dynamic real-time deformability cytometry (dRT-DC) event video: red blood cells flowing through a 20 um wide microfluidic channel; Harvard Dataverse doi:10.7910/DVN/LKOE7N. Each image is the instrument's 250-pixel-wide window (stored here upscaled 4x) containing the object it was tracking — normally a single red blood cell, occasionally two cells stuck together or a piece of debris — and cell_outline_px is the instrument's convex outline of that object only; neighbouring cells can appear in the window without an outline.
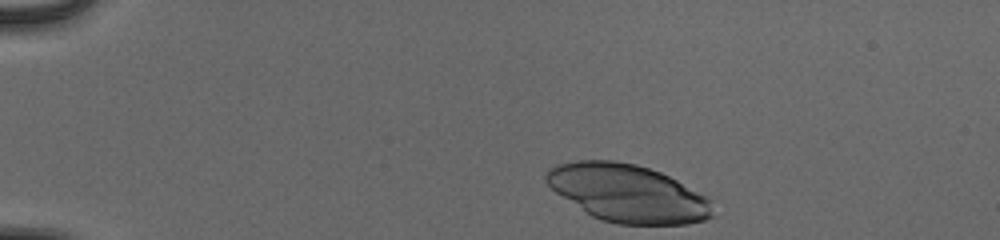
{"species": "human", "species_latin": "Homo sapiens", "temperature_condition": "cold", "stored_images_in_passage": 38, "camera_frame_rate_fps": 3000, "um_per_image_px": 0.085, "donor": {"sex": "male"}, "frame": {"image": 1, "passage_image": 1, "time_ms": 0.0, "image_size_px": [1000, 240], "cell_outline_px": [[716, 216], [704, 220], [688, 224], [616, 224], [600, 220], [592, 216], [556, 192], [544, 180], [544, 176], [548, 168], [556, 164], [576, 160], [612, 160], [636, 164], [660, 172], [708, 196], [712, 200]], "centroid_in_image_um": [53.39, 16.43], "position_along_channel_um": 31.6, "area_um2": 56.18}}